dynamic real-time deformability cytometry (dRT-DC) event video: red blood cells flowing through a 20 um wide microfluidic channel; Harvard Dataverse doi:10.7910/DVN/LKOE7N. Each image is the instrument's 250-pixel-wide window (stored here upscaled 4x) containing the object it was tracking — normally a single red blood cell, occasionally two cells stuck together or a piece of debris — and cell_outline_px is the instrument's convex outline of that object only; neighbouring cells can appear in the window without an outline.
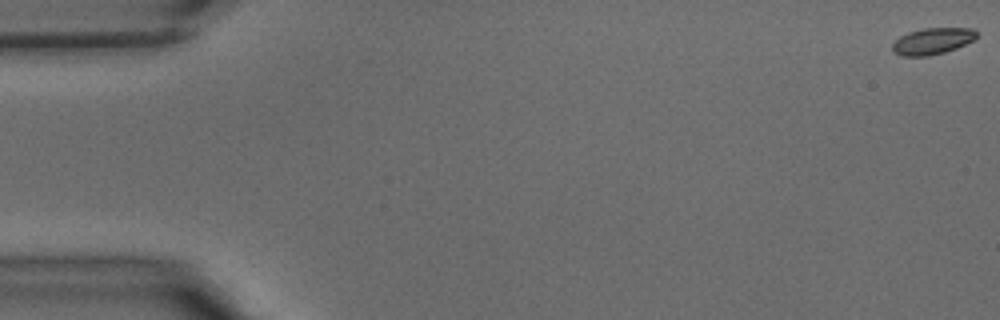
{"species": "common noctule bat (a hibernating species)", "species_latin": "Nyctalus noctula", "temperature_condition": "warm", "stored_images_in_passage": 41, "camera_frame_rate_fps": 3000, "um_per_image_px": 0.085, "animal": {"sex": "male", "body_mass_g": 15.6}, "frame": {"image": 1, "passage_image": 1, "time_ms": 0.0, "image_size_px": [1000, 320], "cell_outline_px": [[976, 36], [972, 40], [956, 48], [944, 52], [928, 56], [900, 56], [892, 52], [892, 44], [900, 36], [908, 32], [924, 28], [972, 28], [976, 32]], "centroid_in_image_um": [79.2, 3.5], "position_along_channel_um": 5.8, "area_um2": 12.89}}
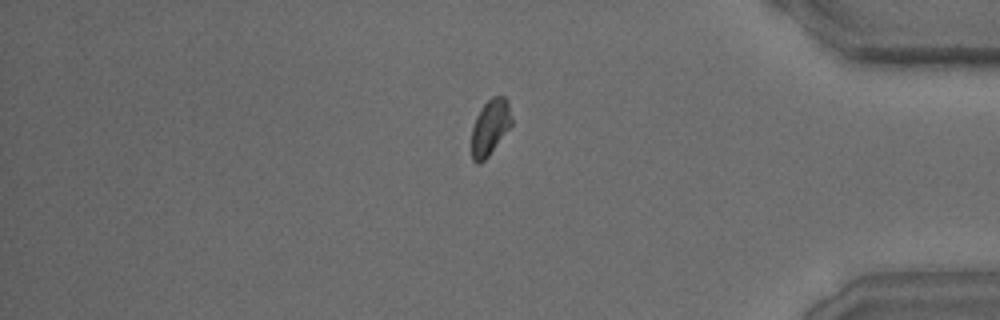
{"frame": {"image": 2, "passage_image": 35, "time_ms": 11.333, "image_size_px": [1000, 320], "cell_outline_px": [[512, 124], [488, 156], [480, 164], [476, 164], [472, 160], [472, 128], [476, 116], [484, 104], [492, 96], [504, 96], [508, 100], [512, 120]], "centroid_in_image_um": [41.66, 10.81], "position_along_channel_um": 393.5, "area_um2": 12.95}}
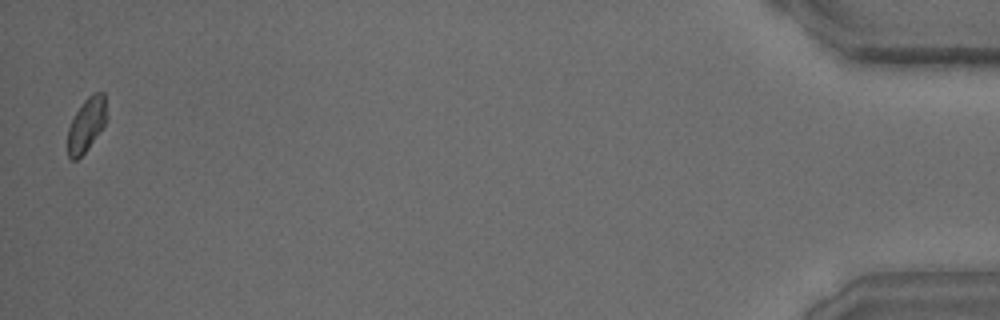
{"frame": {"image": 3, "passage_image": 41, "time_ms": 13.333, "image_size_px": [1000, 320], "cell_outline_px": [[108, 120], [88, 148], [76, 160], [72, 160], [68, 156], [68, 128], [76, 112], [84, 100], [92, 92], [104, 92], [108, 116]], "centroid_in_image_um": [7.38, 10.56], "position_along_channel_um": 427.8, "area_um2": 12.31}}